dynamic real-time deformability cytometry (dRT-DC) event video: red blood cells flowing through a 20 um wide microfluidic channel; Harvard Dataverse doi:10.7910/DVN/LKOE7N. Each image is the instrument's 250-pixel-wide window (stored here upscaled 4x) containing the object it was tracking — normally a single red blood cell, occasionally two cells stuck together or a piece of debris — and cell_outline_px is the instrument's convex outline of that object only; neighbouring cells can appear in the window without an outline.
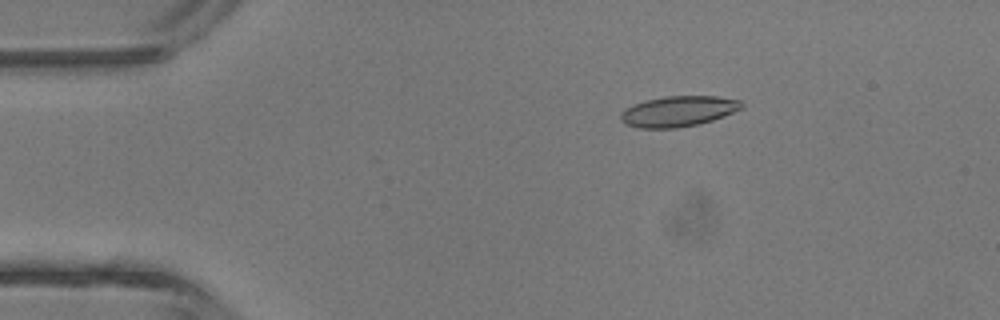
{"species": "common noctule bat (a hibernating species)", "species_latin": "Nyctalus noctula", "temperature_condition": "room temperature", "stored_images_in_passage": 4, "camera_frame_rate_fps": 3000, "um_per_image_px": 0.085, "animal": {"sex": "male", "body_mass_g": 13.3}, "frame": {"image": 1, "passage_image": 2, "time_ms": 2.0, "image_size_px": [1000, 320], "cell_outline_px": [[744, 108], [724, 116], [700, 124], [676, 128], [640, 128], [624, 124], [620, 120], [620, 112], [624, 108], [644, 100], [664, 96], [716, 96], [740, 100], [744, 104]], "centroid_in_image_um": [57.64, 9.46], "position_along_channel_um": 27.4, "area_um2": 21.85}}
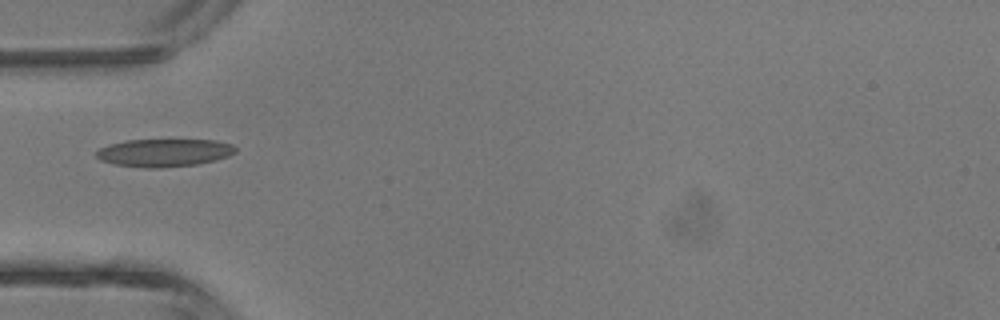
{"frame": {"image": 2, "passage_image": 4, "time_ms": 4.333, "image_size_px": [1000, 320], "cell_outline_px": [[236, 152], [228, 156], [216, 160], [196, 164], [160, 168], [144, 168], [112, 164], [100, 160], [96, 156], [96, 152], [100, 148], [108, 144], [128, 140], [216, 140], [232, 144], [236, 148]], "centroid_in_image_um": [13.94, 12.98], "position_along_channel_um": 71.1, "area_um2": 22.66}}